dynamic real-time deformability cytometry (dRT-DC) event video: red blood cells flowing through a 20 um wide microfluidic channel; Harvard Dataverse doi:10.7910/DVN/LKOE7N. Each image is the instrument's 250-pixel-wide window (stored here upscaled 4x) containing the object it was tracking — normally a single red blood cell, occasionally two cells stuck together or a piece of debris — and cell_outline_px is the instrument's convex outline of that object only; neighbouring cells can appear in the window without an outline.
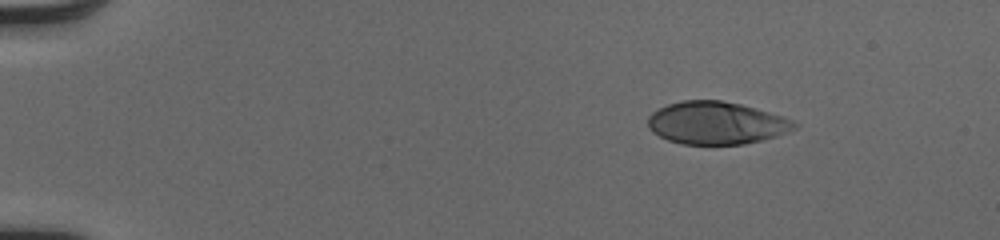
{"species": "human", "species_latin": "Homo sapiens", "temperature_condition": "cold", "stored_images_in_passage": 45, "camera_frame_rate_fps": 3000, "um_per_image_px": 0.085, "donor": {"sex": "male"}, "frame": {"image": 1, "passage_image": 1, "time_ms": 0.0, "image_size_px": [1000, 240], "cell_outline_px": [[800, 124], [796, 128], [776, 136], [744, 144], [680, 144], [668, 140], [652, 132], [648, 128], [648, 116], [652, 112], [668, 104], [684, 100], [720, 100], [740, 104], [756, 108], [784, 116]], "centroid_in_image_um": [60.89, 10.45], "position_along_channel_um": 24.1, "area_um2": 36.36}}
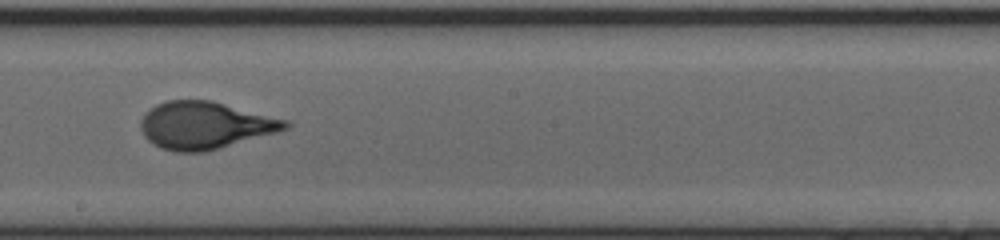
{"frame": {"image": 2, "passage_image": 24, "time_ms": 7.667, "image_size_px": [1000, 240], "cell_outline_px": [[292, 124], [288, 128], [276, 132], [220, 148], [204, 152], [176, 152], [160, 148], [152, 144], [144, 136], [140, 128], [140, 120], [144, 112], [156, 104], [168, 100], [212, 100], [288, 120]], "centroid_in_image_um": [17.39, 10.65], "position_along_channel_um": 230.8, "area_um2": 40.06}}
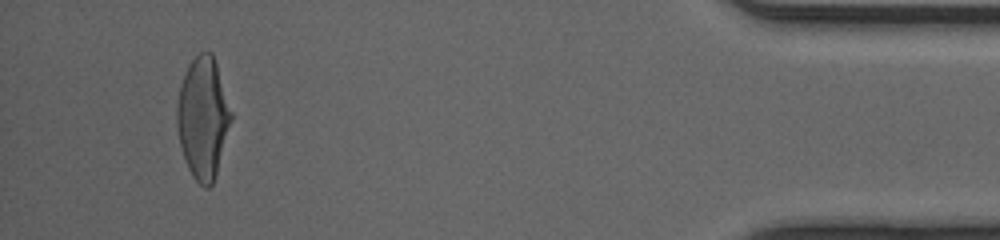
{"frame": {"image": 3, "passage_image": 42, "time_ms": 13.667, "image_size_px": [1000, 240], "cell_outline_px": [[232, 120], [216, 172], [212, 184], [208, 188], [204, 188], [192, 176], [188, 168], [180, 144], [176, 124], [176, 108], [180, 84], [188, 64], [200, 52], [212, 52], [232, 112]], "centroid_in_image_um": [17.24, 10.01], "position_along_channel_um": 418.0, "area_um2": 38.03}, "authors_computed_cell_mechanics": {"area_um2": 38.6682, "velocity_mm_per_s": 4.098, "shape_relaxation_time_tau1_ms": 4.2374, "shape_relaxation_time_tau2_ms": null, "deformation_change_tau1": 0.2293, "deformation_change_tau2": null}}